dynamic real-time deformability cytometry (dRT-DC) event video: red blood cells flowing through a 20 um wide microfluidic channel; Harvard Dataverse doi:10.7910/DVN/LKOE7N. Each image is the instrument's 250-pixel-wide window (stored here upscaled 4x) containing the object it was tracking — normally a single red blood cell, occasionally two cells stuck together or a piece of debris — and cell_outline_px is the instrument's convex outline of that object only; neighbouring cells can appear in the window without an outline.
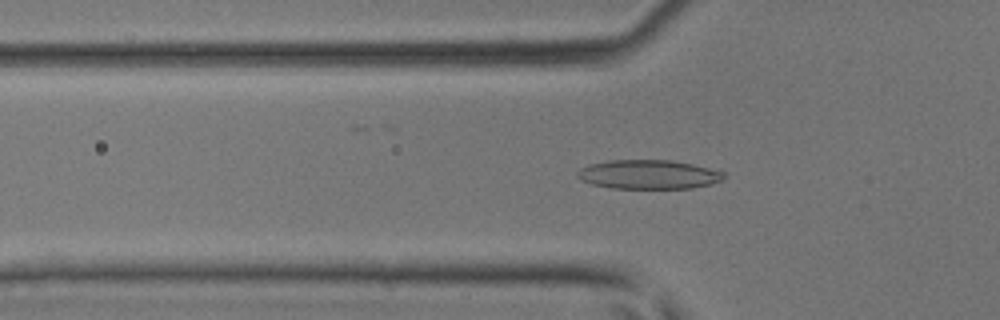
{"species": "common noctule bat (a hibernating species)", "species_latin": "Nyctalus noctula", "temperature_condition": "room temperature", "stored_images_in_passage": 24, "camera_frame_rate_fps": 3000, "um_per_image_px": 0.085, "animal": {"sex": "male", "body_mass_g": 17.9, "forearm_length_mm": 54.2}, "frame": {"image": 1, "passage_image": 3, "time_ms": 0.667, "image_size_px": [1000, 320], "cell_outline_px": [[724, 180], [712, 184], [692, 188], [608, 188], [592, 184], [580, 180], [576, 176], [576, 172], [580, 168], [588, 164], [608, 160], [672, 160], [720, 168], [724, 172]], "centroid_in_image_um": [55.18, 14.82], "position_along_channel_um": 70.6, "area_um2": 25.49}}
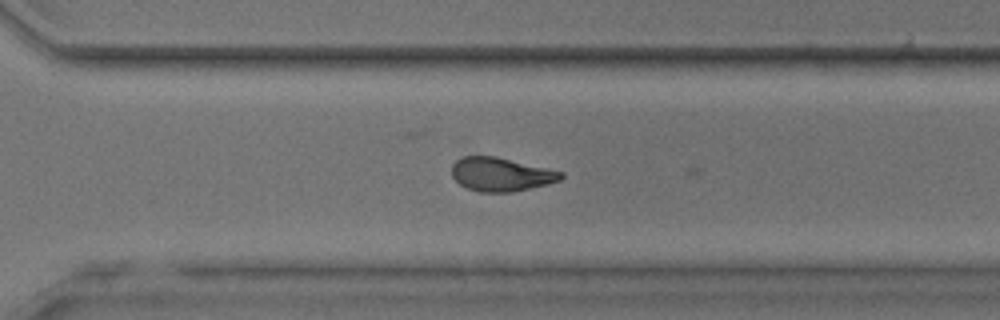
{"frame": {"image": 2, "passage_image": 20, "time_ms": 6.333, "image_size_px": [1000, 320], "cell_outline_px": [[564, 176], [560, 180], [548, 184], [508, 192], [480, 192], [468, 188], [460, 184], [452, 176], [452, 164], [456, 160], [464, 156], [496, 156], [548, 168], [564, 172]], "centroid_in_image_um": [42.59, 14.81], "position_along_channel_um": 328.0, "area_um2": 21.33}}
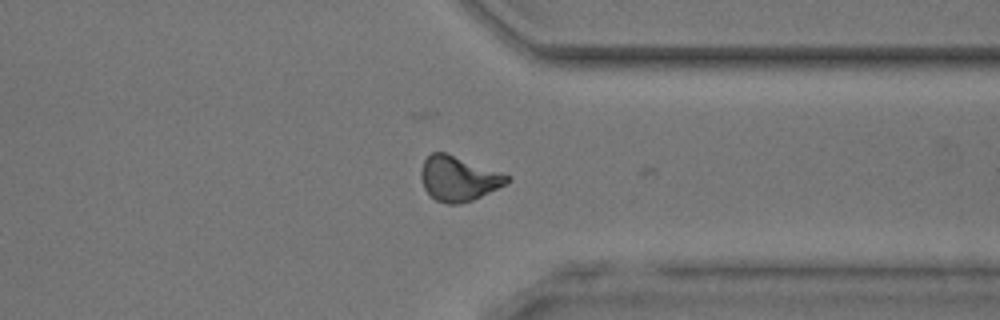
{"frame": {"image": 3, "passage_image": 23, "time_ms": 7.333, "image_size_px": [1000, 320], "cell_outline_px": [[512, 176], [508, 184], [472, 200], [456, 204], [448, 204], [436, 200], [424, 188], [420, 176], [420, 172], [424, 160], [432, 152], [444, 152]], "centroid_in_image_um": [38.99, 15.18], "position_along_channel_um": 372.4, "area_um2": 22.31}}